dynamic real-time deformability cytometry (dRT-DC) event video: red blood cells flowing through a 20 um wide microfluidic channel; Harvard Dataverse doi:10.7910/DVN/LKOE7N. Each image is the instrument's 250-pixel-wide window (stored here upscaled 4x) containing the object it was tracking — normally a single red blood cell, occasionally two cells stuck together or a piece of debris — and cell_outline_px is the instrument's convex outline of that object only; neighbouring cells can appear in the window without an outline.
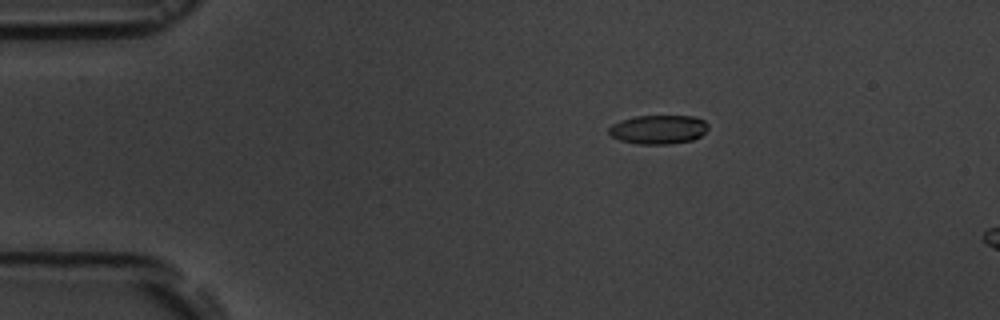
{"species": "common noctule bat (a hibernating species)", "species_latin": "Nyctalus noctula", "temperature_condition": "room temperature", "stored_images_in_passage": 3, "camera_frame_rate_fps": 3000, "um_per_image_px": 0.085, "animal": {"sex": "male", "body_mass_g": 19.5, "forearm_length_mm": 54.6}, "frame": {"image": 1, "passage_image": 2, "time_ms": 1.0, "image_size_px": [1000, 320], "cell_outline_px": [[708, 128], [700, 136], [692, 140], [668, 144], [640, 144], [620, 140], [612, 136], [608, 132], [608, 128], [612, 124], [620, 120], [636, 116], [696, 116], [704, 120], [708, 124]], "centroid_in_image_um": [55.96, 10.99], "position_along_channel_um": 29.0, "area_um2": 16.76}}